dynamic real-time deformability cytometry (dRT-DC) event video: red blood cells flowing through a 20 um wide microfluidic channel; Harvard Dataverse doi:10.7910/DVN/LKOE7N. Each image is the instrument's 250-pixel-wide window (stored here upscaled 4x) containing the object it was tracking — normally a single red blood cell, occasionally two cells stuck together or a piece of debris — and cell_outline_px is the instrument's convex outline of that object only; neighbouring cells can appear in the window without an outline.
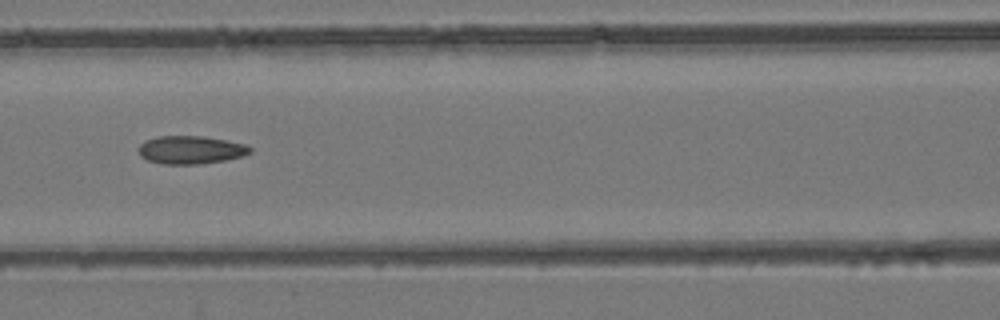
{"species": "common noctule bat (a hibernating species)", "species_latin": "Nyctalus noctula", "temperature_condition": "room temperature", "stored_images_in_passage": 12, "camera_frame_rate_fps": 3000, "um_per_image_px": 0.085, "animal": {"sex": "female", "body_mass_g": 24.6, "forearm_length_mm": 56.2}, "frame": {"image": 1, "passage_image": 9, "time_ms": 2.667, "image_size_px": [1000, 320], "cell_outline_px": [[252, 152], [244, 156], [224, 160], [196, 164], [164, 164], [148, 160], [140, 156], [136, 148], [144, 140], [156, 136], [204, 136], [244, 144], [252, 148]], "centroid_in_image_um": [16.17, 12.73], "position_along_channel_um": 150.4, "area_um2": 18.32}}